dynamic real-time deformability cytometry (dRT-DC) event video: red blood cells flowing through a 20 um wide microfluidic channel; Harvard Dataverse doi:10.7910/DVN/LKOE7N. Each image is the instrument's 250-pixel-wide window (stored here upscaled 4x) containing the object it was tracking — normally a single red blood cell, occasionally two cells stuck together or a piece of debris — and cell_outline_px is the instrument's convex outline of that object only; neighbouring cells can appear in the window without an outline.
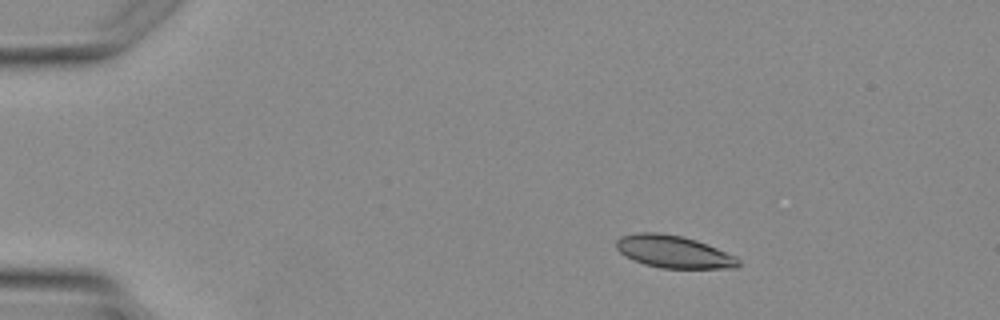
{"species": "Egyptian fruit bat (a non-hibernating species)", "species_latin": "Rousettus aegyptiacus", "temperature_condition": "warm", "stored_images_in_passage": 3, "camera_frame_rate_fps": 3000, "um_per_image_px": 0.085, "animal": {"sex": "female"}, "frame": {"image": 1, "passage_image": 1, "time_ms": 0.0, "image_size_px": [1000, 320], "cell_outline_px": [[740, 264], [736, 268], [660, 268], [644, 264], [632, 260], [624, 256], [616, 248], [616, 240], [620, 236], [636, 232], [656, 232], [684, 236], [708, 244], [736, 256], [740, 260]], "centroid_in_image_um": [57.24, 21.39], "position_along_channel_um": 27.8, "area_um2": 23.35}}